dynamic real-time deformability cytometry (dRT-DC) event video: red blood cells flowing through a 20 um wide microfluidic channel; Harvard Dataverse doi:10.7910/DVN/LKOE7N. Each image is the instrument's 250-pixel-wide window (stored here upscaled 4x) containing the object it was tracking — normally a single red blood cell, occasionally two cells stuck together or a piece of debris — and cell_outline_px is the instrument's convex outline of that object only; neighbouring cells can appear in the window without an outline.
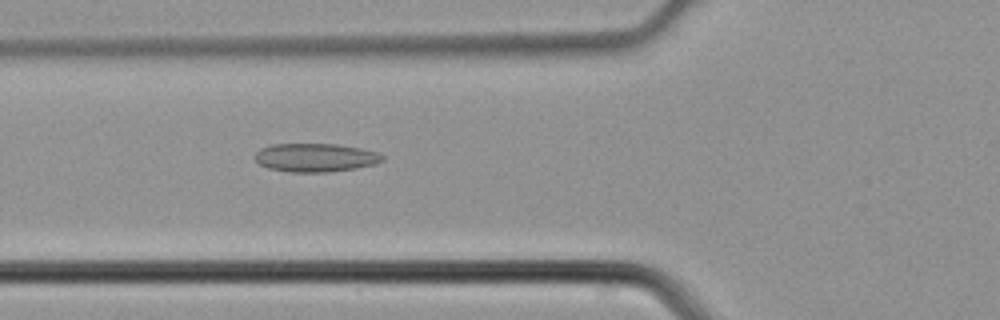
{"species": "common noctule bat (a hibernating species)", "species_latin": "Nyctalus noctula", "temperature_condition": "cold", "stored_images_in_passage": 3, "camera_frame_rate_fps": 3000, "um_per_image_px": 0.085, "animal": {"sex": "male", "body_mass_g": 21.5, "forearm_length_mm": 52.0}, "frame": {"image": 1, "passage_image": 3, "time_ms": 0.667, "image_size_px": [1000, 320], "cell_outline_px": [[384, 160], [376, 164], [356, 168], [328, 172], [288, 172], [268, 168], [260, 164], [256, 160], [256, 152], [260, 148], [272, 144], [336, 144], [360, 148], [376, 152], [384, 156]], "centroid_in_image_um": [26.82, 13.4], "position_along_channel_um": 99.0, "area_um2": 21.15}}